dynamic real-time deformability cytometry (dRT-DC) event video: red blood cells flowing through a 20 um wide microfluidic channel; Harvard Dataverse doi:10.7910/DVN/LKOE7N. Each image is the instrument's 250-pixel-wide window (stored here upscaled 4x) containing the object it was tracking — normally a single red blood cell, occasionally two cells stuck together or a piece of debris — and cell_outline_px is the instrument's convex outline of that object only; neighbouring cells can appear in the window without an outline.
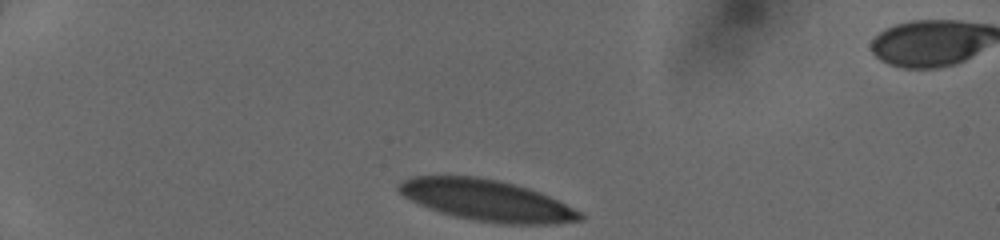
{"species": "human", "species_latin": "Homo sapiens", "temperature_condition": "cold", "stored_images_in_passage": 32, "camera_frame_rate_fps": 3000, "um_per_image_px": 0.085, "donor": {"sex": "female"}, "frame": {"image": 1, "passage_image": 1, "time_ms": 0.0, "image_size_px": [1000, 240], "cell_outline_px": [[584, 220], [556, 224], [500, 224], [472, 220], [440, 212], [428, 208], [404, 196], [396, 188], [404, 180], [412, 176], [476, 176], [500, 180], [516, 184], [540, 192], [580, 212], [584, 216]], "centroid_in_image_um": [41.39, 17.03], "position_along_channel_um": 43.6, "area_um2": 43.35}}
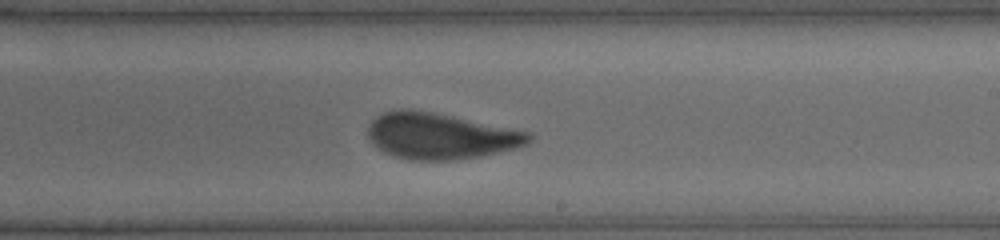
{"frame": {"image": 2, "passage_image": 20, "time_ms": 6.333, "image_size_px": [1000, 240], "cell_outline_px": [[532, 140], [528, 144], [520, 148], [480, 156], [456, 160], [408, 160], [384, 152], [372, 144], [368, 140], [368, 124], [376, 116], [384, 112], [400, 108], [412, 108], [432, 112], [528, 132], [532, 136]], "centroid_in_image_um": [37.39, 11.56], "position_along_channel_um": 251.6, "area_um2": 43.35}}
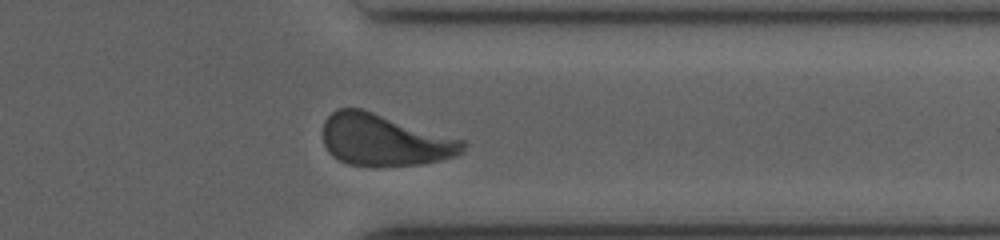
{"frame": {"image": 3, "passage_image": 29, "time_ms": 9.333, "image_size_px": [1000, 240], "cell_outline_px": [[468, 144], [464, 152], [456, 156], [424, 164], [376, 168], [372, 168], [348, 164], [332, 156], [328, 152], [324, 144], [324, 120], [336, 108], [360, 108], [464, 140]], "centroid_in_image_um": [32.69, 11.94], "position_along_channel_um": 378.7, "area_um2": 42.71}}